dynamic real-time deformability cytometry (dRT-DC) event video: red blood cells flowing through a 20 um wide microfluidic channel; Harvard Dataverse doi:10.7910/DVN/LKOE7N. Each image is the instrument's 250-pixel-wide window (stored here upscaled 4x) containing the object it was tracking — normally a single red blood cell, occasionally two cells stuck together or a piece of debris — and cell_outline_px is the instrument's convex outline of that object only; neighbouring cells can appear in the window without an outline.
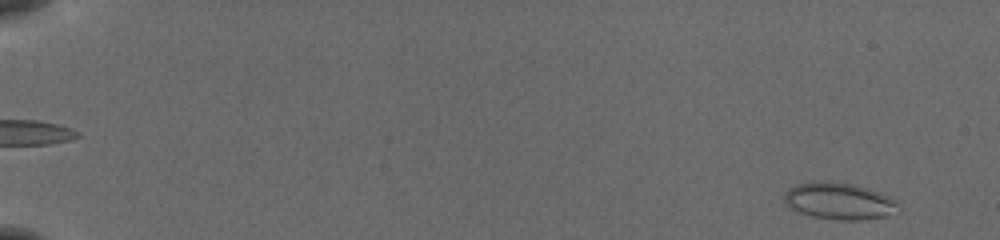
{"species": "common noctule bat (a hibernating species)", "species_latin": "Nyctalus noctula", "temperature_condition": "cold", "stored_images_in_passage": 55, "camera_frame_rate_fps": 3000, "um_per_image_px": 0.085, "animal": {"sex": "female", "body_mass_g": 19.5, "forearm_length_mm": 54.1}, "frame": {"image": 1, "passage_image": 4, "time_ms": 1.0, "image_size_px": [1000, 240], "cell_outline_px": [[900, 212], [884, 216], [860, 220], [840, 220], [812, 216], [796, 212], [784, 200], [784, 192], [788, 188], [796, 184], [852, 184], [868, 188], [880, 192], [896, 200]], "centroid_in_image_um": [71.38, 17.14], "position_along_channel_um": 13.6, "area_um2": 23.76}}
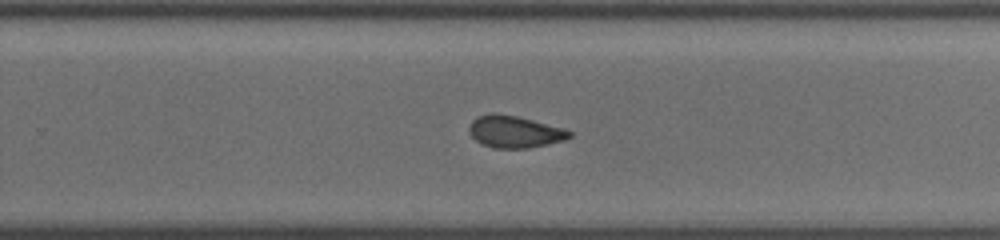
{"frame": {"image": 2, "passage_image": 38, "time_ms": 12.333, "image_size_px": [1000, 240], "cell_outline_px": [[572, 136], [564, 140], [548, 144], [528, 148], [492, 148], [480, 144], [468, 132], [468, 128], [472, 120], [476, 116], [496, 112], [516, 116], [564, 128], [572, 132]], "centroid_in_image_um": [43.71, 11.2], "position_along_channel_um": 286.1, "area_um2": 18.84}}
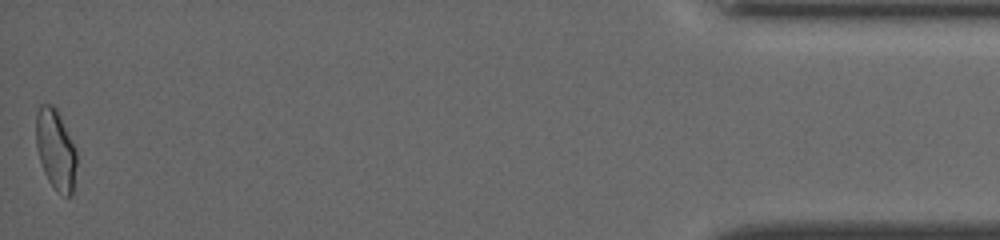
{"frame": {"image": 3, "passage_image": 55, "time_ms": 18.0, "image_size_px": [1000, 240], "cell_outline_px": [[76, 164], [72, 196], [64, 196], [56, 192], [48, 180], [44, 172], [40, 160], [36, 144], [36, 112], [40, 104], [52, 104], [56, 108], [76, 148]], "centroid_in_image_um": [4.73, 12.72], "position_along_channel_um": 430.5, "area_um2": 19.07}, "authors_computed_cell_mechanics": {"area_um2": 19.5364, "velocity_mm_per_s": 3.9113, "shape_relaxation_time_tau1_ms": null, "shape_relaxation_time_tau2_ms": 1.758, "deformation_change_tau1": null, "deformation_change_tau2": 0.0642}}